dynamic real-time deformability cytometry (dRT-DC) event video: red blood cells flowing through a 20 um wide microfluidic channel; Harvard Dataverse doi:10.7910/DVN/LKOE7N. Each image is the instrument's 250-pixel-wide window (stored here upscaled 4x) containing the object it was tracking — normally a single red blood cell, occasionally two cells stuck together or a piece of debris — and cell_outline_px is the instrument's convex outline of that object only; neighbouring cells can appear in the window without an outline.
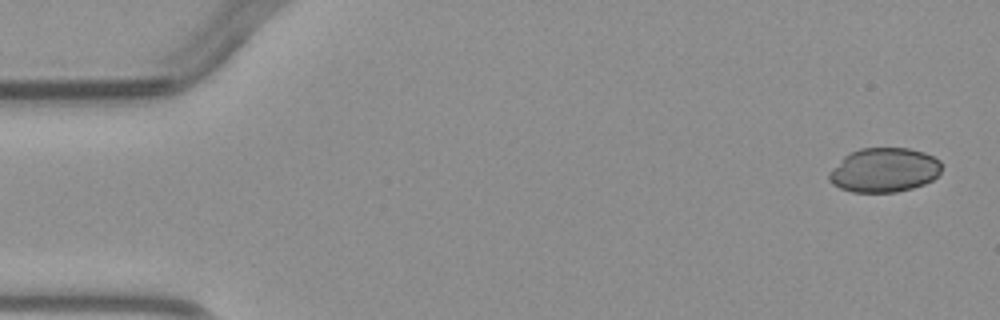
{"species": "common noctule bat (a hibernating species)", "species_latin": "Nyctalus noctula", "temperature_condition": "warm", "stored_images_in_passage": 4, "camera_frame_rate_fps": 3000, "um_per_image_px": 0.085, "animal": {"sex": "male", "body_mass_g": 23.1, "forearm_length_mm": 52.7}, "frame": {"image": 1, "passage_image": 1, "time_ms": 0.0, "image_size_px": [1000, 320], "cell_outline_px": [[940, 172], [932, 180], [924, 184], [912, 188], [896, 192], [852, 192], [840, 188], [832, 184], [828, 180], [828, 176], [832, 168], [848, 152], [860, 148], [908, 148], [924, 152], [940, 160]], "centroid_in_image_um": [75.13, 14.45], "position_along_channel_um": 9.9, "area_um2": 29.13}}